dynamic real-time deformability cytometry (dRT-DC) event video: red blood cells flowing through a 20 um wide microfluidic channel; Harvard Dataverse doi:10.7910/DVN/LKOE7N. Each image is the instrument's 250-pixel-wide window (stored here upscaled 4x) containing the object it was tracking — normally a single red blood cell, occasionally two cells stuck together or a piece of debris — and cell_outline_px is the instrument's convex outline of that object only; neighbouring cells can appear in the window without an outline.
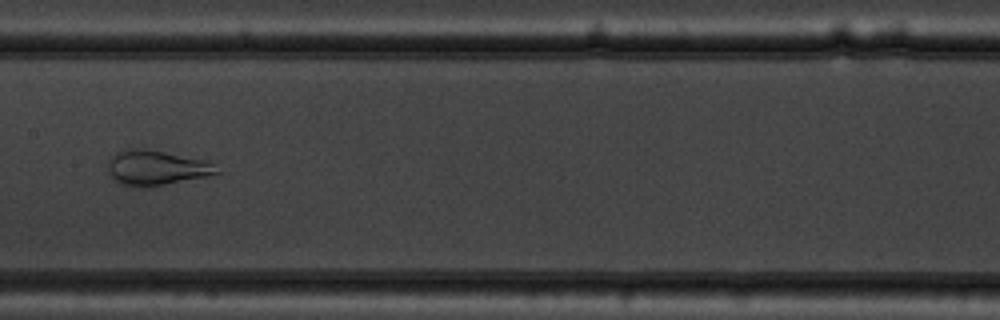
{"species": "common noctule bat (a hibernating species)", "species_latin": "Nyctalus noctula", "temperature_condition": "warm", "stored_images_in_passage": 53, "camera_frame_rate_fps": 3000, "um_per_image_px": 0.085, "animal": {"sex": "male", "body_mass_g": 19.5, "forearm_length_mm": 54.6}, "frame": {"image": 1, "passage_image": 27, "time_ms": 8.667, "image_size_px": [1000, 320], "cell_outline_px": [[220, 172], [204, 176], [164, 184], [140, 188], [120, 184], [108, 172], [108, 160], [116, 152], [124, 148], [144, 148], [208, 160]], "centroid_in_image_um": [13.22, 14.24], "position_along_channel_um": 194.2, "area_um2": 22.02}}
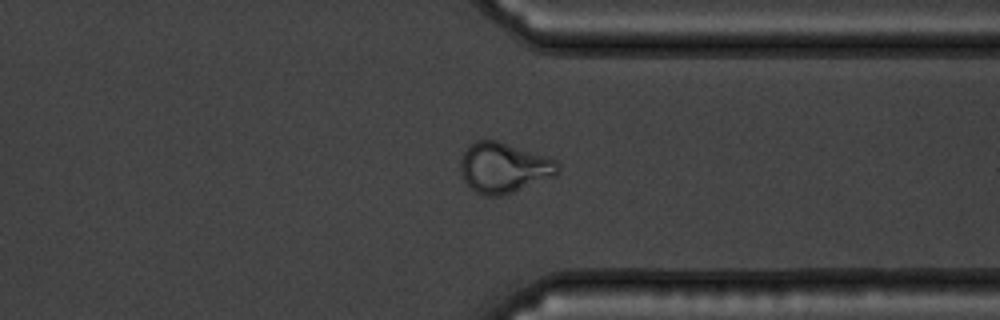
{"frame": {"image": 2, "passage_image": 41, "time_ms": 13.333, "image_size_px": [1000, 320], "cell_outline_px": [[560, 172], [556, 176], [512, 192], [500, 196], [484, 196], [476, 192], [464, 180], [460, 172], [460, 160], [464, 152], [476, 140], [496, 140], [556, 160], [560, 164]], "centroid_in_image_um": [42.83, 14.27], "position_along_channel_um": 368.6, "area_um2": 28.32}}
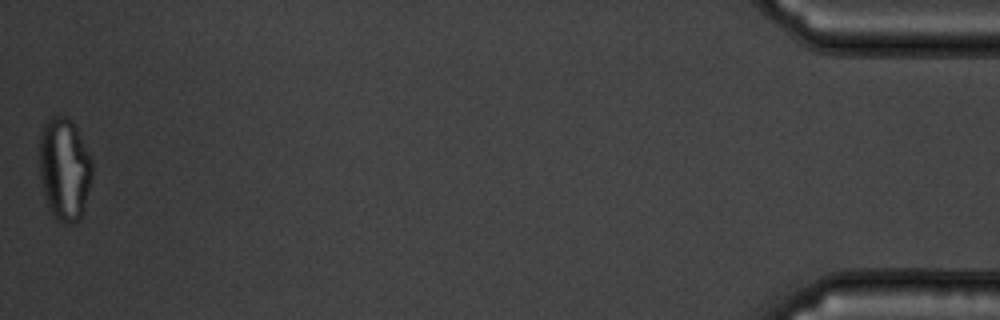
{"frame": {"image": 3, "passage_image": 53, "time_ms": 17.333, "image_size_px": [1000, 320], "cell_outline_px": [[92, 176], [84, 208], [80, 220], [72, 224], [64, 224], [56, 220], [48, 204], [44, 192], [40, 176], [40, 136], [44, 124], [52, 116], [64, 116], [72, 120], [92, 160]], "centroid_in_image_um": [5.49, 14.39], "position_along_channel_um": 429.7, "area_um2": 31.39}}